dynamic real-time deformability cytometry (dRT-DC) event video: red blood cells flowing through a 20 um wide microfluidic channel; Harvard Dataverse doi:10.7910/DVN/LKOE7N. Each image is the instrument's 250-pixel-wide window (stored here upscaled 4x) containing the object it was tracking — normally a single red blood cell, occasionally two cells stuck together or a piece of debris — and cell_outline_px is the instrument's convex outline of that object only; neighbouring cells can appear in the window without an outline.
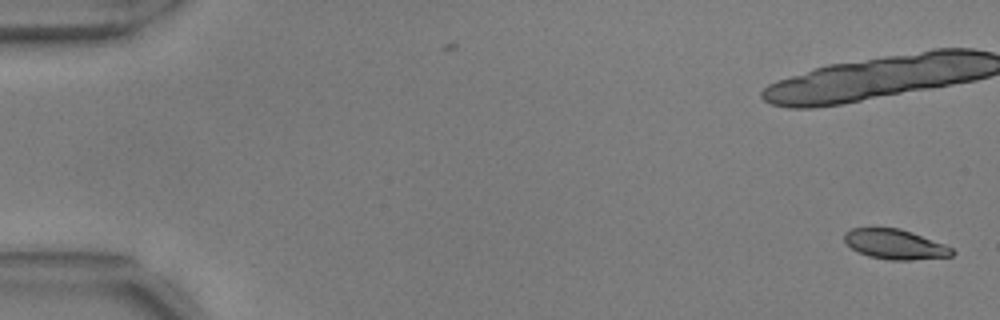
{"species": "common noctule bat (a hibernating species)", "species_latin": "Nyctalus noctula", "temperature_condition": "warm", "stored_images_in_passage": 39, "camera_frame_rate_fps": 3000, "um_per_image_px": 0.085, "animal": {"sex": "male", "body_mass_g": 17.9, "forearm_length_mm": 54.2}, "frame": {"image": 1, "passage_image": 1, "time_ms": 0.0, "image_size_px": [1000, 320], "cell_outline_px": [[956, 252], [952, 256], [912, 260], [888, 260], [868, 256], [856, 252], [844, 240], [844, 232], [852, 228], [900, 228], [912, 232], [944, 244], [952, 248]], "centroid_in_image_um": [76.07, 20.77], "position_along_channel_um": 8.9, "area_um2": 18.84}}